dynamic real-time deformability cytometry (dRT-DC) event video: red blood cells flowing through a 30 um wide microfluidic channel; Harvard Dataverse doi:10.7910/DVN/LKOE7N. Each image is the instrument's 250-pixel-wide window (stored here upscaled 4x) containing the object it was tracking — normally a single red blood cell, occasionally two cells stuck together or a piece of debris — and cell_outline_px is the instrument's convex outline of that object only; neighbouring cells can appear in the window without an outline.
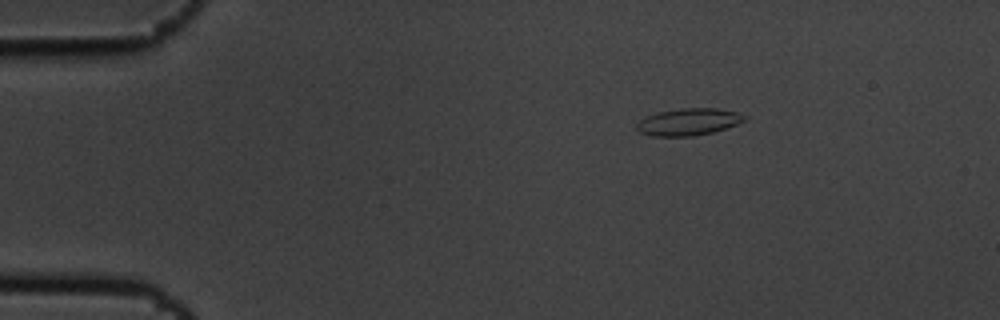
{"species": "common noctule bat (a hibernating species)", "species_latin": "Nyctalus noctula", "temperature_condition": "cold", "stored_images_in_passage": 6, "camera_frame_rate_fps": 3000, "um_per_image_px": 0.085, "animal": {"sex": "male", "body_mass_g": 19.5, "forearm_length_mm": 54.6}, "frame": {"image": 1, "passage_image": 6, "time_ms": 1.667, "image_size_px": [1000, 320], "cell_outline_px": [[748, 116], [744, 120], [736, 124], [712, 132], [692, 136], [652, 136], [640, 132], [636, 128], [636, 124], [640, 120], [648, 116], [660, 112], [680, 108], [716, 108], [736, 112]], "centroid_in_image_um": [58.51, 10.36], "position_along_channel_um": 26.5, "area_um2": 16.7}}